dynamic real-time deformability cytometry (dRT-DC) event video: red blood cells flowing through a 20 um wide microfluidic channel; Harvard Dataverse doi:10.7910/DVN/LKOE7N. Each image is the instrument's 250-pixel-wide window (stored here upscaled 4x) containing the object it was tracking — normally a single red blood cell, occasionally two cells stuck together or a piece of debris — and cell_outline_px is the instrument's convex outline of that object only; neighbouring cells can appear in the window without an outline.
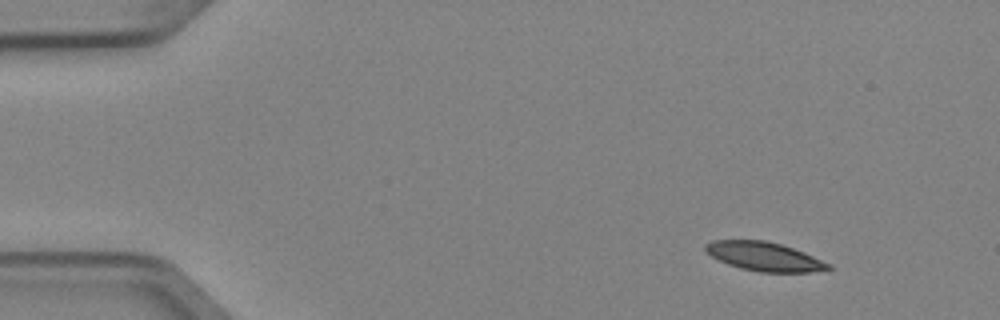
{"species": "Egyptian fruit bat (a non-hibernating species)", "species_latin": "Rousettus aegyptiacus", "temperature_condition": "cold", "stored_images_in_passage": 3, "camera_frame_rate_fps": 3000, "um_per_image_px": 0.085, "animal": {"sex": "female"}, "frame": {"image": 1, "passage_image": 1, "time_ms": 0.0, "image_size_px": [1000, 320], "cell_outline_px": [[832, 268], [828, 272], [760, 272], [740, 268], [728, 264], [704, 252], [704, 244], [712, 240], [764, 240], [780, 244], [804, 252], [832, 264]], "centroid_in_image_um": [65.01, 21.81], "position_along_channel_um": 20.0, "area_um2": 20.92}}